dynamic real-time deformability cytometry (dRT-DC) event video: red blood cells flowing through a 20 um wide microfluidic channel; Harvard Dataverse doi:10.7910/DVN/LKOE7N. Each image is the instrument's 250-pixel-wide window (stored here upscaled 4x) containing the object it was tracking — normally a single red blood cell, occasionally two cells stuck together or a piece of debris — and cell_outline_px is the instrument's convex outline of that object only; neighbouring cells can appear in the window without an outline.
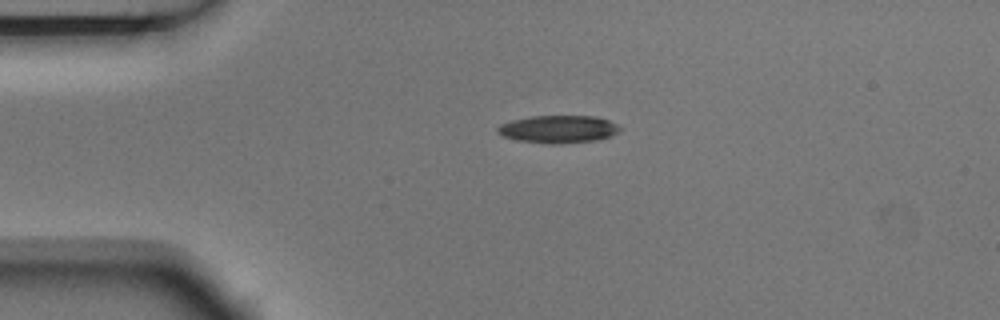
{"species": "Egyptian fruit bat (a non-hibernating species)", "species_latin": "Rousettus aegyptiacus", "temperature_condition": "room temperature", "stored_images_in_passage": 1, "camera_frame_rate_fps": 3000, "um_per_image_px": 0.085, "animal": {"sex": "male"}, "frame": {"image": 1, "passage_image": 1, "time_ms": 0.0, "image_size_px": [1000, 320], "cell_outline_px": [[624, 128], [608, 136], [592, 140], [552, 144], [516, 140], [504, 136], [496, 132], [496, 128], [500, 124], [512, 120], [532, 116], [596, 116], [608, 120]], "centroid_in_image_um": [47.41, 10.96], "position_along_channel_um": 37.6, "area_um2": 19.42}}